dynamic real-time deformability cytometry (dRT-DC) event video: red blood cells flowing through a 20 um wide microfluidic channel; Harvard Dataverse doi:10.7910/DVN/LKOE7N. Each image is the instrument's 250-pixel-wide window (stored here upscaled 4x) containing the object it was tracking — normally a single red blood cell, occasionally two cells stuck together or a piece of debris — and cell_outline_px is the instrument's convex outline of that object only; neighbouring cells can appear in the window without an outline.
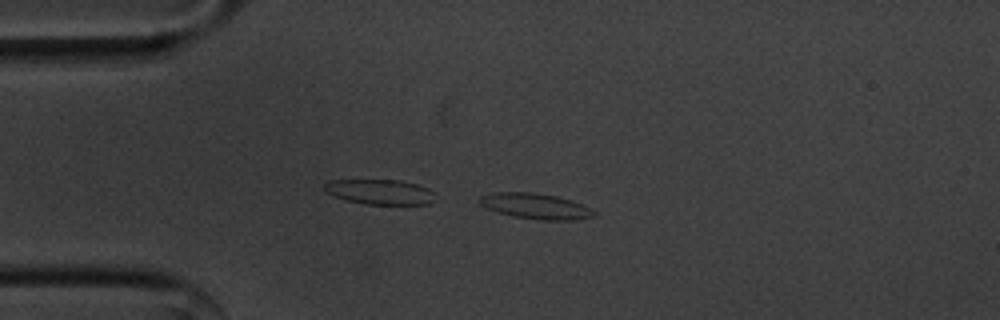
{"species": "common noctule bat (a hibernating species)", "species_latin": "Nyctalus noctula", "temperature_condition": "cold", "stored_images_in_passage": 44, "camera_frame_rate_fps": 3000, "um_per_image_px": 0.085, "animal": {"sex": "male", "body_mass_g": 20.1, "forearm_length_mm": 53.5}, "frame": {"image": 1, "passage_image": 1, "time_ms": 0.0, "image_size_px": [1000, 320], "cell_outline_px": [[596, 216], [576, 220], [540, 220], [516, 216], [496, 212], [480, 204], [476, 200], [480, 196], [492, 192], [536, 192], [556, 196], [572, 200], [584, 204], [596, 212]], "centroid_in_image_um": [45.54, 17.51], "position_along_channel_um": 39.5, "area_um2": 17.28}}
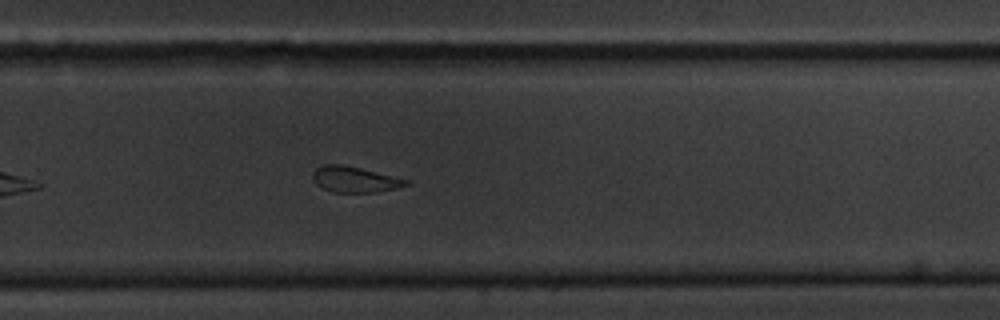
{"frame": {"image": 2, "passage_image": 25, "time_ms": 8.0, "image_size_px": [1000, 320], "cell_outline_px": [[412, 184], [396, 188], [376, 192], [332, 192], [320, 188], [312, 180], [312, 172], [316, 168], [324, 164], [340, 164], [360, 168], [412, 180]], "centroid_in_image_um": [30.15, 15.25], "position_along_channel_um": 299.6, "area_um2": 14.28}}
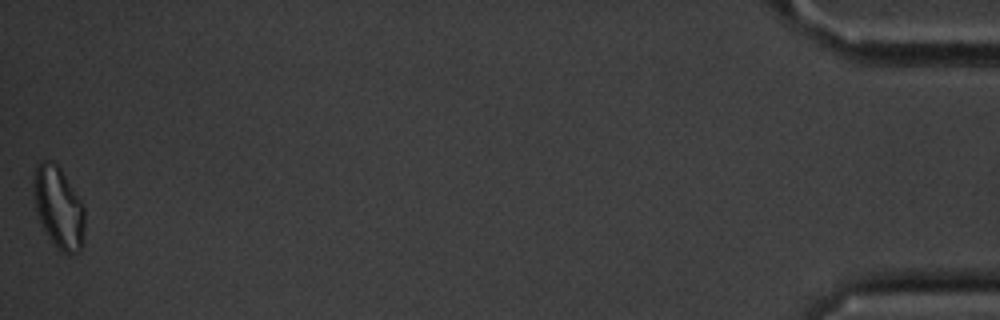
{"frame": {"image": 3, "passage_image": 44, "time_ms": 14.333, "image_size_px": [1000, 320], "cell_outline_px": [[84, 244], [80, 252], [68, 256], [56, 248], [48, 236], [36, 212], [32, 192], [32, 184], [36, 164], [44, 160], [48, 160], [56, 164], [60, 168], [80, 200], [84, 208]], "centroid_in_image_um": [4.97, 17.68], "position_along_channel_um": 430.2, "area_um2": 24.62}, "authors_computed_cell_mechanics": {"area_um2": 15.7216, "velocity_mm_per_s": 3.5703, "shape_relaxation_time_tau1_ms": 6.9723, "shape_relaxation_time_tau2_ms": 3.1579, "deformation_change_tau1": 0.1579, "deformation_change_tau2": 0.1075}}